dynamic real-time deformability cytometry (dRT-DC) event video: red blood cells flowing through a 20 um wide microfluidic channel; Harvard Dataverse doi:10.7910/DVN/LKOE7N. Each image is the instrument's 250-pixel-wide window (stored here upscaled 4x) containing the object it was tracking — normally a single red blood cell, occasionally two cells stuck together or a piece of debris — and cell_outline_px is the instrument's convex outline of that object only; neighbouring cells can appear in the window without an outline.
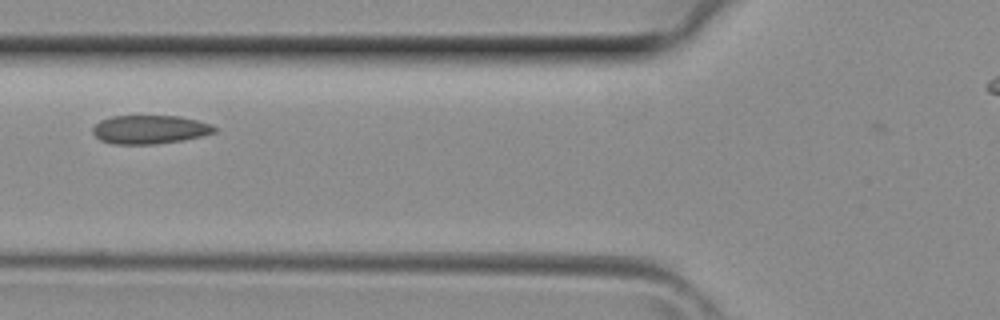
{"species": "common noctule bat (a hibernating species)", "species_latin": "Nyctalus noctula", "temperature_condition": "room temperature", "stored_images_in_passage": 2, "camera_frame_rate_fps": 3000, "um_per_image_px": 0.085, "animal": {"sex": "female", "body_mass_g": 29.2, "forearm_length_mm": 56.3}, "frame": {"image": 1, "passage_image": 2, "time_ms": 0.333, "image_size_px": [1000, 320], "cell_outline_px": [[216, 132], [184, 140], [152, 144], [112, 144], [100, 140], [92, 132], [92, 128], [100, 120], [112, 116], [180, 116], [212, 124], [216, 128]], "centroid_in_image_um": [12.72, 11.01], "position_along_channel_um": 113.1, "area_um2": 20.29}}